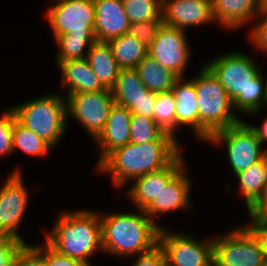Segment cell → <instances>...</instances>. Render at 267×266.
<instances>
[{
	"label": "cell",
	"mask_w": 267,
	"mask_h": 266,
	"mask_svg": "<svg viewBox=\"0 0 267 266\" xmlns=\"http://www.w3.org/2000/svg\"><path fill=\"white\" fill-rule=\"evenodd\" d=\"M163 24V19H153L140 23H131L128 34L139 39L147 48L157 36L158 30Z\"/></svg>",
	"instance_id": "836d02e7"
},
{
	"label": "cell",
	"mask_w": 267,
	"mask_h": 266,
	"mask_svg": "<svg viewBox=\"0 0 267 266\" xmlns=\"http://www.w3.org/2000/svg\"><path fill=\"white\" fill-rule=\"evenodd\" d=\"M171 91L176 99V131L187 125L199 140L198 101L194 82L185 77L179 78Z\"/></svg>",
	"instance_id": "44dd1931"
},
{
	"label": "cell",
	"mask_w": 267,
	"mask_h": 266,
	"mask_svg": "<svg viewBox=\"0 0 267 266\" xmlns=\"http://www.w3.org/2000/svg\"><path fill=\"white\" fill-rule=\"evenodd\" d=\"M135 257L131 266H166L165 254L159 244L152 250Z\"/></svg>",
	"instance_id": "74e56055"
},
{
	"label": "cell",
	"mask_w": 267,
	"mask_h": 266,
	"mask_svg": "<svg viewBox=\"0 0 267 266\" xmlns=\"http://www.w3.org/2000/svg\"><path fill=\"white\" fill-rule=\"evenodd\" d=\"M244 52L231 51L205 63L233 101V108L246 115L267 108V92L261 68ZM264 107V108H263Z\"/></svg>",
	"instance_id": "6da1fadb"
},
{
	"label": "cell",
	"mask_w": 267,
	"mask_h": 266,
	"mask_svg": "<svg viewBox=\"0 0 267 266\" xmlns=\"http://www.w3.org/2000/svg\"><path fill=\"white\" fill-rule=\"evenodd\" d=\"M249 219L267 220V186L261 198L248 211Z\"/></svg>",
	"instance_id": "60d3db41"
},
{
	"label": "cell",
	"mask_w": 267,
	"mask_h": 266,
	"mask_svg": "<svg viewBox=\"0 0 267 266\" xmlns=\"http://www.w3.org/2000/svg\"><path fill=\"white\" fill-rule=\"evenodd\" d=\"M263 10H267V0H263Z\"/></svg>",
	"instance_id": "7bdbcfd3"
},
{
	"label": "cell",
	"mask_w": 267,
	"mask_h": 266,
	"mask_svg": "<svg viewBox=\"0 0 267 266\" xmlns=\"http://www.w3.org/2000/svg\"><path fill=\"white\" fill-rule=\"evenodd\" d=\"M100 217L104 254L133 258L158 245L162 226L153 222L144 209H137V213H102Z\"/></svg>",
	"instance_id": "3957f363"
},
{
	"label": "cell",
	"mask_w": 267,
	"mask_h": 266,
	"mask_svg": "<svg viewBox=\"0 0 267 266\" xmlns=\"http://www.w3.org/2000/svg\"><path fill=\"white\" fill-rule=\"evenodd\" d=\"M184 166L144 209L145 214L155 222V216H162L176 210H189L192 179Z\"/></svg>",
	"instance_id": "2e32d148"
},
{
	"label": "cell",
	"mask_w": 267,
	"mask_h": 266,
	"mask_svg": "<svg viewBox=\"0 0 267 266\" xmlns=\"http://www.w3.org/2000/svg\"><path fill=\"white\" fill-rule=\"evenodd\" d=\"M13 152H21L33 157H44L53 148L33 131L25 128L17 120L15 121L12 134Z\"/></svg>",
	"instance_id": "83f0119b"
},
{
	"label": "cell",
	"mask_w": 267,
	"mask_h": 266,
	"mask_svg": "<svg viewBox=\"0 0 267 266\" xmlns=\"http://www.w3.org/2000/svg\"><path fill=\"white\" fill-rule=\"evenodd\" d=\"M121 69L136 68L148 54V48L136 37L125 33L108 41Z\"/></svg>",
	"instance_id": "484cf974"
},
{
	"label": "cell",
	"mask_w": 267,
	"mask_h": 266,
	"mask_svg": "<svg viewBox=\"0 0 267 266\" xmlns=\"http://www.w3.org/2000/svg\"><path fill=\"white\" fill-rule=\"evenodd\" d=\"M234 176L239 181L238 192L244 197L249 211L261 198L267 186V156Z\"/></svg>",
	"instance_id": "603a6c76"
},
{
	"label": "cell",
	"mask_w": 267,
	"mask_h": 266,
	"mask_svg": "<svg viewBox=\"0 0 267 266\" xmlns=\"http://www.w3.org/2000/svg\"><path fill=\"white\" fill-rule=\"evenodd\" d=\"M148 91L135 68L121 69L111 89L115 104L128 109L135 106V103L146 96Z\"/></svg>",
	"instance_id": "cb8c5ba5"
},
{
	"label": "cell",
	"mask_w": 267,
	"mask_h": 266,
	"mask_svg": "<svg viewBox=\"0 0 267 266\" xmlns=\"http://www.w3.org/2000/svg\"><path fill=\"white\" fill-rule=\"evenodd\" d=\"M12 266H46L45 243L43 245L26 243L18 252Z\"/></svg>",
	"instance_id": "d6a6232c"
},
{
	"label": "cell",
	"mask_w": 267,
	"mask_h": 266,
	"mask_svg": "<svg viewBox=\"0 0 267 266\" xmlns=\"http://www.w3.org/2000/svg\"><path fill=\"white\" fill-rule=\"evenodd\" d=\"M45 265L46 266H91L92 264L61 255L45 242Z\"/></svg>",
	"instance_id": "8d00e7d4"
},
{
	"label": "cell",
	"mask_w": 267,
	"mask_h": 266,
	"mask_svg": "<svg viewBox=\"0 0 267 266\" xmlns=\"http://www.w3.org/2000/svg\"><path fill=\"white\" fill-rule=\"evenodd\" d=\"M264 77H265V85H266V92H267V74Z\"/></svg>",
	"instance_id": "ee69618b"
},
{
	"label": "cell",
	"mask_w": 267,
	"mask_h": 266,
	"mask_svg": "<svg viewBox=\"0 0 267 266\" xmlns=\"http://www.w3.org/2000/svg\"><path fill=\"white\" fill-rule=\"evenodd\" d=\"M132 113L126 107L113 104L104 130L94 140L100 148L97 166L114 150L124 147L130 142V121Z\"/></svg>",
	"instance_id": "ac0fdd59"
},
{
	"label": "cell",
	"mask_w": 267,
	"mask_h": 266,
	"mask_svg": "<svg viewBox=\"0 0 267 266\" xmlns=\"http://www.w3.org/2000/svg\"><path fill=\"white\" fill-rule=\"evenodd\" d=\"M45 17L54 39L62 34H94V0H56Z\"/></svg>",
	"instance_id": "8fae6325"
},
{
	"label": "cell",
	"mask_w": 267,
	"mask_h": 266,
	"mask_svg": "<svg viewBox=\"0 0 267 266\" xmlns=\"http://www.w3.org/2000/svg\"><path fill=\"white\" fill-rule=\"evenodd\" d=\"M26 243L9 235H0V266H12L18 252Z\"/></svg>",
	"instance_id": "e575fe53"
},
{
	"label": "cell",
	"mask_w": 267,
	"mask_h": 266,
	"mask_svg": "<svg viewBox=\"0 0 267 266\" xmlns=\"http://www.w3.org/2000/svg\"><path fill=\"white\" fill-rule=\"evenodd\" d=\"M262 266H267V259L264 260V263Z\"/></svg>",
	"instance_id": "f6af8a7d"
},
{
	"label": "cell",
	"mask_w": 267,
	"mask_h": 266,
	"mask_svg": "<svg viewBox=\"0 0 267 266\" xmlns=\"http://www.w3.org/2000/svg\"><path fill=\"white\" fill-rule=\"evenodd\" d=\"M251 223L244 225L258 240L261 250L267 259V220L250 219Z\"/></svg>",
	"instance_id": "f35d334b"
},
{
	"label": "cell",
	"mask_w": 267,
	"mask_h": 266,
	"mask_svg": "<svg viewBox=\"0 0 267 266\" xmlns=\"http://www.w3.org/2000/svg\"><path fill=\"white\" fill-rule=\"evenodd\" d=\"M15 112L5 107L0 116V158L13 154L12 134L15 121Z\"/></svg>",
	"instance_id": "1f68e13d"
},
{
	"label": "cell",
	"mask_w": 267,
	"mask_h": 266,
	"mask_svg": "<svg viewBox=\"0 0 267 266\" xmlns=\"http://www.w3.org/2000/svg\"><path fill=\"white\" fill-rule=\"evenodd\" d=\"M153 141H177L147 116L132 114L130 121V142L148 143Z\"/></svg>",
	"instance_id": "f1b7e54d"
},
{
	"label": "cell",
	"mask_w": 267,
	"mask_h": 266,
	"mask_svg": "<svg viewBox=\"0 0 267 266\" xmlns=\"http://www.w3.org/2000/svg\"><path fill=\"white\" fill-rule=\"evenodd\" d=\"M258 23L249 30V39L258 51L267 53V10H262L256 18Z\"/></svg>",
	"instance_id": "d590c367"
},
{
	"label": "cell",
	"mask_w": 267,
	"mask_h": 266,
	"mask_svg": "<svg viewBox=\"0 0 267 266\" xmlns=\"http://www.w3.org/2000/svg\"><path fill=\"white\" fill-rule=\"evenodd\" d=\"M263 10V0H212L215 23L236 30L254 21Z\"/></svg>",
	"instance_id": "d6986e66"
},
{
	"label": "cell",
	"mask_w": 267,
	"mask_h": 266,
	"mask_svg": "<svg viewBox=\"0 0 267 266\" xmlns=\"http://www.w3.org/2000/svg\"><path fill=\"white\" fill-rule=\"evenodd\" d=\"M95 75L101 84L111 90L116 82L121 68L118 66L108 42L95 41L86 56Z\"/></svg>",
	"instance_id": "7402d4cb"
},
{
	"label": "cell",
	"mask_w": 267,
	"mask_h": 266,
	"mask_svg": "<svg viewBox=\"0 0 267 266\" xmlns=\"http://www.w3.org/2000/svg\"><path fill=\"white\" fill-rule=\"evenodd\" d=\"M135 69L147 89L155 93L171 91L173 85L179 79L175 73L158 64L148 54Z\"/></svg>",
	"instance_id": "d4e9b609"
},
{
	"label": "cell",
	"mask_w": 267,
	"mask_h": 266,
	"mask_svg": "<svg viewBox=\"0 0 267 266\" xmlns=\"http://www.w3.org/2000/svg\"><path fill=\"white\" fill-rule=\"evenodd\" d=\"M131 23L162 19V0H122Z\"/></svg>",
	"instance_id": "4dcf8cb0"
},
{
	"label": "cell",
	"mask_w": 267,
	"mask_h": 266,
	"mask_svg": "<svg viewBox=\"0 0 267 266\" xmlns=\"http://www.w3.org/2000/svg\"><path fill=\"white\" fill-rule=\"evenodd\" d=\"M153 120L164 131L176 138V99L172 91L157 93Z\"/></svg>",
	"instance_id": "f546056e"
},
{
	"label": "cell",
	"mask_w": 267,
	"mask_h": 266,
	"mask_svg": "<svg viewBox=\"0 0 267 266\" xmlns=\"http://www.w3.org/2000/svg\"><path fill=\"white\" fill-rule=\"evenodd\" d=\"M95 41L94 34H62L58 36L55 39L59 47L55 57L56 66L61 62L86 58Z\"/></svg>",
	"instance_id": "4316f807"
},
{
	"label": "cell",
	"mask_w": 267,
	"mask_h": 266,
	"mask_svg": "<svg viewBox=\"0 0 267 266\" xmlns=\"http://www.w3.org/2000/svg\"><path fill=\"white\" fill-rule=\"evenodd\" d=\"M179 145L177 141L129 142L111 152L96 169L109 173L115 187L121 189L137 177L168 166L181 153Z\"/></svg>",
	"instance_id": "7a4b0ae2"
},
{
	"label": "cell",
	"mask_w": 267,
	"mask_h": 266,
	"mask_svg": "<svg viewBox=\"0 0 267 266\" xmlns=\"http://www.w3.org/2000/svg\"><path fill=\"white\" fill-rule=\"evenodd\" d=\"M163 24L187 28L214 23L212 0H162Z\"/></svg>",
	"instance_id": "5bb4252c"
},
{
	"label": "cell",
	"mask_w": 267,
	"mask_h": 266,
	"mask_svg": "<svg viewBox=\"0 0 267 266\" xmlns=\"http://www.w3.org/2000/svg\"><path fill=\"white\" fill-rule=\"evenodd\" d=\"M158 244L163 249L166 266H211L213 238L198 240L193 235L169 232L161 228Z\"/></svg>",
	"instance_id": "9c48e42d"
},
{
	"label": "cell",
	"mask_w": 267,
	"mask_h": 266,
	"mask_svg": "<svg viewBox=\"0 0 267 266\" xmlns=\"http://www.w3.org/2000/svg\"><path fill=\"white\" fill-rule=\"evenodd\" d=\"M66 98L67 119L77 120L94 141L104 130L114 99L109 89L72 93Z\"/></svg>",
	"instance_id": "30bf717a"
},
{
	"label": "cell",
	"mask_w": 267,
	"mask_h": 266,
	"mask_svg": "<svg viewBox=\"0 0 267 266\" xmlns=\"http://www.w3.org/2000/svg\"><path fill=\"white\" fill-rule=\"evenodd\" d=\"M224 235L213 238V263L216 266L263 265L265 257L260 244L245 226L235 227Z\"/></svg>",
	"instance_id": "ba28073f"
},
{
	"label": "cell",
	"mask_w": 267,
	"mask_h": 266,
	"mask_svg": "<svg viewBox=\"0 0 267 266\" xmlns=\"http://www.w3.org/2000/svg\"><path fill=\"white\" fill-rule=\"evenodd\" d=\"M57 68L61 72V87L67 89L65 96L72 93L106 90L86 58L61 62Z\"/></svg>",
	"instance_id": "ffe728a7"
},
{
	"label": "cell",
	"mask_w": 267,
	"mask_h": 266,
	"mask_svg": "<svg viewBox=\"0 0 267 266\" xmlns=\"http://www.w3.org/2000/svg\"><path fill=\"white\" fill-rule=\"evenodd\" d=\"M96 41L109 40L128 33L131 22L126 15L122 0H94Z\"/></svg>",
	"instance_id": "e0dca14e"
},
{
	"label": "cell",
	"mask_w": 267,
	"mask_h": 266,
	"mask_svg": "<svg viewBox=\"0 0 267 266\" xmlns=\"http://www.w3.org/2000/svg\"><path fill=\"white\" fill-rule=\"evenodd\" d=\"M186 33L177 27L162 24L148 48V55L179 78L184 77L185 69L191 59L192 48Z\"/></svg>",
	"instance_id": "4fadbf2b"
},
{
	"label": "cell",
	"mask_w": 267,
	"mask_h": 266,
	"mask_svg": "<svg viewBox=\"0 0 267 266\" xmlns=\"http://www.w3.org/2000/svg\"><path fill=\"white\" fill-rule=\"evenodd\" d=\"M22 177L20 168H15L0 188V235H9L26 243L18 231L29 202Z\"/></svg>",
	"instance_id": "7c38bea8"
},
{
	"label": "cell",
	"mask_w": 267,
	"mask_h": 266,
	"mask_svg": "<svg viewBox=\"0 0 267 266\" xmlns=\"http://www.w3.org/2000/svg\"><path fill=\"white\" fill-rule=\"evenodd\" d=\"M182 154L181 152L165 168L132 180L133 183L126 191V195L136 209H145L156 198L162 188H165L168 182L186 166Z\"/></svg>",
	"instance_id": "9a60e30c"
},
{
	"label": "cell",
	"mask_w": 267,
	"mask_h": 266,
	"mask_svg": "<svg viewBox=\"0 0 267 266\" xmlns=\"http://www.w3.org/2000/svg\"><path fill=\"white\" fill-rule=\"evenodd\" d=\"M59 213L45 233L46 243L61 255L90 263L91 255L103 252L100 214L91 209Z\"/></svg>",
	"instance_id": "277c9868"
},
{
	"label": "cell",
	"mask_w": 267,
	"mask_h": 266,
	"mask_svg": "<svg viewBox=\"0 0 267 266\" xmlns=\"http://www.w3.org/2000/svg\"><path fill=\"white\" fill-rule=\"evenodd\" d=\"M10 108L21 125L33 131L53 149L59 146L68 125L65 97L51 93Z\"/></svg>",
	"instance_id": "8992f818"
},
{
	"label": "cell",
	"mask_w": 267,
	"mask_h": 266,
	"mask_svg": "<svg viewBox=\"0 0 267 266\" xmlns=\"http://www.w3.org/2000/svg\"><path fill=\"white\" fill-rule=\"evenodd\" d=\"M157 93L148 91L146 96L141 98L132 106L129 110L132 114L147 116L153 119L154 105L156 101Z\"/></svg>",
	"instance_id": "ab89813d"
},
{
	"label": "cell",
	"mask_w": 267,
	"mask_h": 266,
	"mask_svg": "<svg viewBox=\"0 0 267 266\" xmlns=\"http://www.w3.org/2000/svg\"><path fill=\"white\" fill-rule=\"evenodd\" d=\"M249 125L255 131L261 144H267V115L264 117L261 126Z\"/></svg>",
	"instance_id": "b9f144b4"
},
{
	"label": "cell",
	"mask_w": 267,
	"mask_h": 266,
	"mask_svg": "<svg viewBox=\"0 0 267 266\" xmlns=\"http://www.w3.org/2000/svg\"><path fill=\"white\" fill-rule=\"evenodd\" d=\"M206 142L217 147L224 144L235 175L267 156V147L262 146L255 131L244 120L214 133Z\"/></svg>",
	"instance_id": "52a82bcc"
},
{
	"label": "cell",
	"mask_w": 267,
	"mask_h": 266,
	"mask_svg": "<svg viewBox=\"0 0 267 266\" xmlns=\"http://www.w3.org/2000/svg\"><path fill=\"white\" fill-rule=\"evenodd\" d=\"M193 79L199 113V141L242 121L235 113L233 101L213 73L203 65Z\"/></svg>",
	"instance_id": "5b68a950"
}]
</instances>
